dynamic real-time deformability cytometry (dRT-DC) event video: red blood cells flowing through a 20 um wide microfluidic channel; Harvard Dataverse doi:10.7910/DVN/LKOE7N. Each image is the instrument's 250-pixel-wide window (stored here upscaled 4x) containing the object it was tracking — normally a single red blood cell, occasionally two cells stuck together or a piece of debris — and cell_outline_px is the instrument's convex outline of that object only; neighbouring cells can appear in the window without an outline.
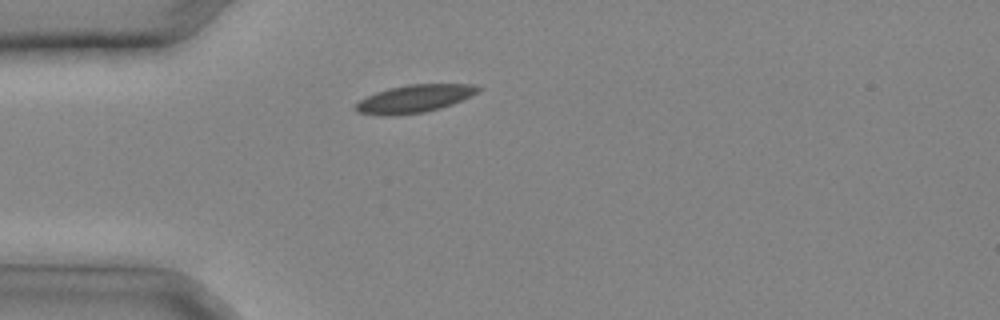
{"species": "common noctule bat (a hibernating species)", "species_latin": "Nyctalus noctula", "temperature_condition": "cold", "stored_images_in_passage": 21, "camera_frame_rate_fps": 3000, "um_per_image_px": 0.085, "animal": {"sex": "male", "body_mass_g": 20.4}, "frame": {"image": 1, "passage_image": 2, "time_ms": 0.333, "image_size_px": [1000, 320], "cell_outline_px": [[480, 88], [476, 92], [452, 104], [440, 108], [424, 112], [392, 116], [380, 116], [356, 112], [352, 108], [360, 100], [376, 92], [388, 88], [408, 84], [476, 84]], "centroid_in_image_um": [35.14, 8.4], "position_along_channel_um": 49.9, "area_um2": 19.77}}
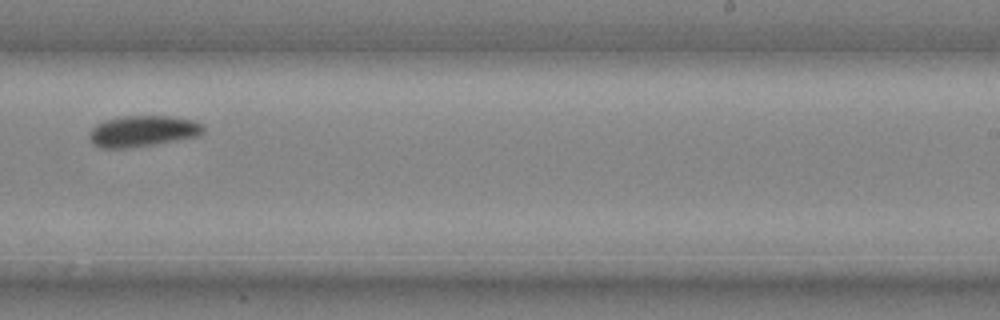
{"frame": {"image": 2, "passage_image": 14, "time_ms": 4.333, "image_size_px": [1000, 320], "cell_outline_px": [[204, 132], [200, 136], [152, 144], [124, 148], [100, 148], [92, 140], [88, 132], [96, 124], [104, 120], [124, 116], [168, 116], [192, 120], [200, 124], [204, 128]], "centroid_in_image_um": [12.13, 11.14], "position_along_channel_um": 276.9, "area_um2": 20.35}}
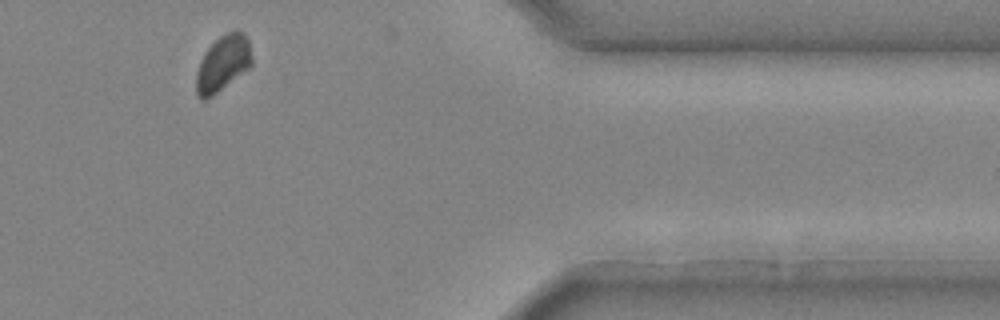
{"frame": {"image": 3, "passage_image": 21, "time_ms": 6.667, "image_size_px": [1000, 320], "cell_outline_px": [[252, 64], [248, 68], [212, 96], [204, 100], [200, 100], [196, 92], [196, 72], [200, 60], [204, 52], [220, 36], [236, 28], [240, 28], [244, 32], [248, 40], [252, 60]], "centroid_in_image_um": [18.93, 5.36], "position_along_channel_um": 392.5, "area_um2": 18.09}}